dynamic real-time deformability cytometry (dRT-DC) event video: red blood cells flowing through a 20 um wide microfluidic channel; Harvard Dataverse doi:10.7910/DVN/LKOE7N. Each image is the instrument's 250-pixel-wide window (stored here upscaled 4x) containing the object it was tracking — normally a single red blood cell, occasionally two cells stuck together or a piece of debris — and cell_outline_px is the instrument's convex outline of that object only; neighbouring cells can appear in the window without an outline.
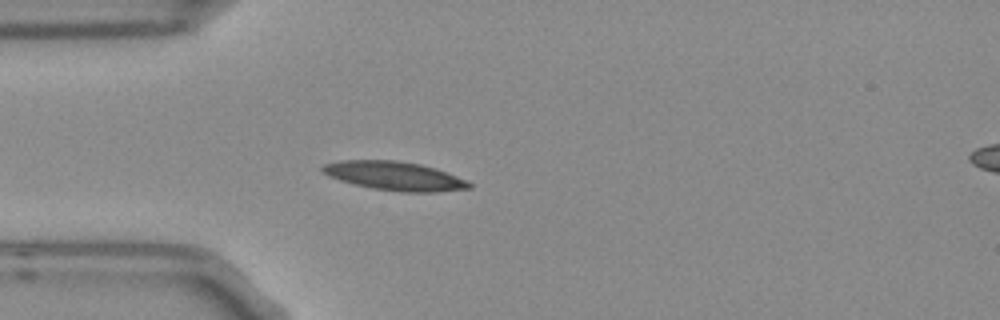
{"species": "Egyptian fruit bat (a non-hibernating species)", "species_latin": "Rousettus aegyptiacus", "temperature_condition": "room temperature", "stored_images_in_passage": 3, "camera_frame_rate_fps": 3000, "um_per_image_px": 0.085, "frame": {"image": 1, "passage_image": 3, "time_ms": 0.667, "image_size_px": [1000, 320], "cell_outline_px": [[472, 188], [436, 192], [400, 192], [372, 188], [340, 180], [328, 176], [320, 168], [324, 164], [340, 160], [396, 160], [420, 164], [436, 168], [468, 180], [472, 184]], "centroid_in_image_um": [33.57, 14.95], "position_along_channel_um": 51.4, "area_um2": 24.68}}